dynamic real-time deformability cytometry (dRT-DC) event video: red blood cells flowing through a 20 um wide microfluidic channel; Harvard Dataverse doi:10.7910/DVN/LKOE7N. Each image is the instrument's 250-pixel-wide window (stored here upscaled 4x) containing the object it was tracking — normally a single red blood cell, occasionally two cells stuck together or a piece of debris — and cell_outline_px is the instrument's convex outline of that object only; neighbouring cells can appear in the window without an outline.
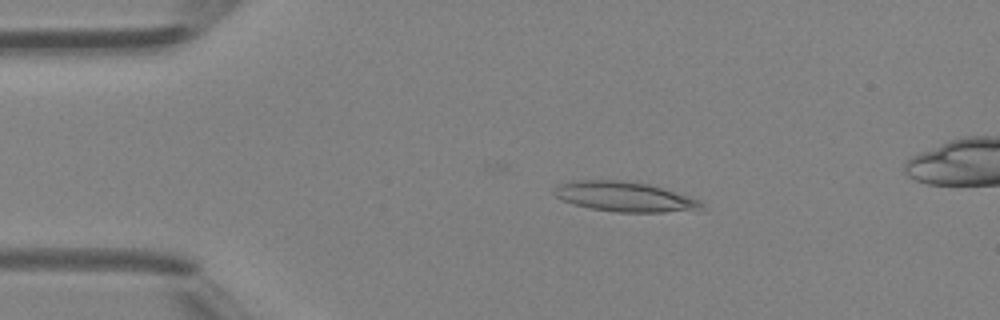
{"species": "Egyptian fruit bat (a non-hibernating species)", "species_latin": "Rousettus aegyptiacus", "temperature_condition": "room temperature", "stored_images_in_passage": 46, "camera_frame_rate_fps": 3000, "um_per_image_px": 0.085, "animal": {"sex": "female"}, "frame": {"image": 1, "passage_image": 8, "time_ms": 2.333, "image_size_px": [1000, 320], "cell_outline_px": [[704, 204], [696, 208], [664, 212], [616, 212], [592, 208], [576, 204], [564, 200], [556, 196], [552, 192], [560, 184], [572, 180], [624, 180], [648, 184], [688, 196], [700, 200]], "centroid_in_image_um": [53.03, 16.7], "position_along_channel_um": 32.0, "area_um2": 25.03}}
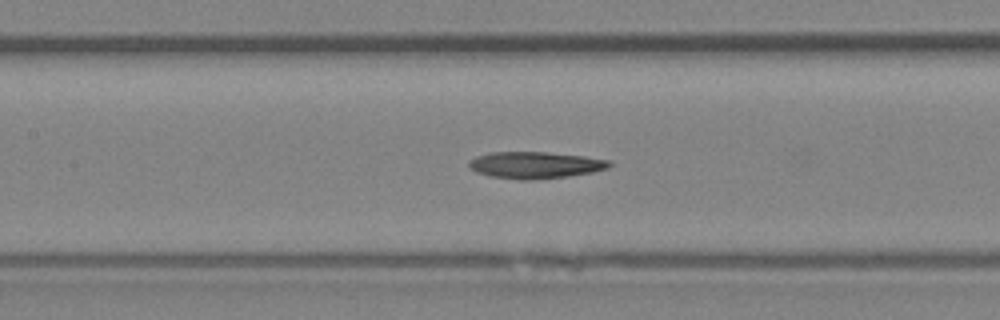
{"frame": {"image": 2, "passage_image": 20, "time_ms": 6.333, "image_size_px": [1000, 320], "cell_outline_px": [[612, 164], [608, 168], [592, 172], [568, 176], [528, 180], [524, 180], [492, 176], [476, 172], [468, 168], [468, 160], [476, 156], [488, 152], [548, 152], [584, 156], [612, 160]], "centroid_in_image_um": [45.48, 14.01], "position_along_channel_um": 161.9, "area_um2": 21.96}}
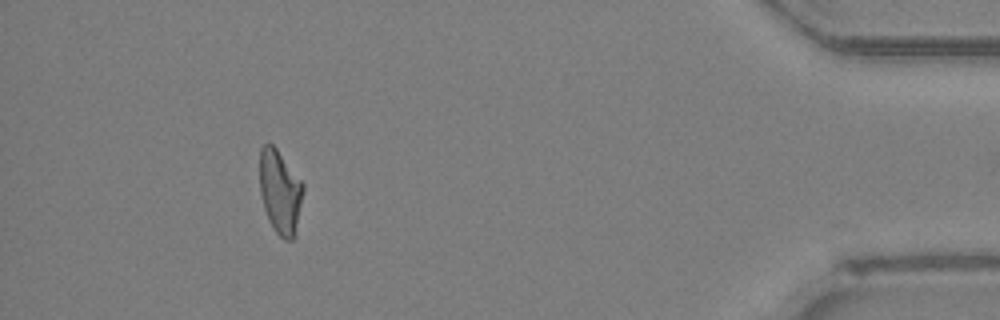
{"frame": {"image": 3, "passage_image": 41, "time_ms": 13.333, "image_size_px": [1000, 320], "cell_outline_px": [[304, 188], [292, 240], [284, 240], [272, 228], [268, 220], [264, 208], [260, 192], [260, 148], [264, 144], [272, 144], [276, 148], [304, 184]], "centroid_in_image_um": [23.78, 16.28], "position_along_channel_um": 411.4, "area_um2": 20.81}}